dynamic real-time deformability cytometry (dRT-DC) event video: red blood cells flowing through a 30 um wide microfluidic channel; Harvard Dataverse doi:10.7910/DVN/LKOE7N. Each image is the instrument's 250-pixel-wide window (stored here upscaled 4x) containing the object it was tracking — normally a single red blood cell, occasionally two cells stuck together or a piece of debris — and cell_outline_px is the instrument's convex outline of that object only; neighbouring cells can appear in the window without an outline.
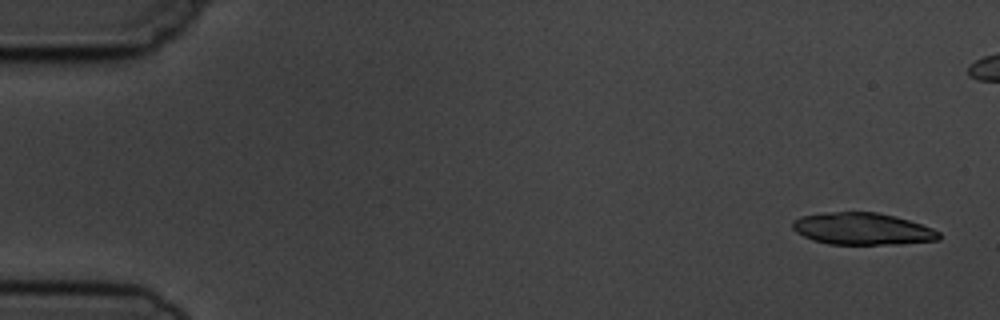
{"species": "common noctule bat (a hibernating species)", "species_latin": "Nyctalus noctula", "temperature_condition": "cold", "stored_images_in_passage": 6, "camera_frame_rate_fps": 3000, "um_per_image_px": 0.085, "animal": {"sex": "male", "body_mass_g": 19.5, "forearm_length_mm": 54.6}, "frame": {"image": 1, "passage_image": 1, "time_ms": 0.0, "image_size_px": [1000, 320], "cell_outline_px": [[940, 240], [900, 244], [828, 244], [812, 240], [796, 232], [792, 228], [792, 220], [800, 216], [824, 212], [876, 212], [896, 216], [932, 228], [940, 232]], "centroid_in_image_um": [73.28, 19.45], "position_along_channel_um": 11.7, "area_um2": 27.46}}
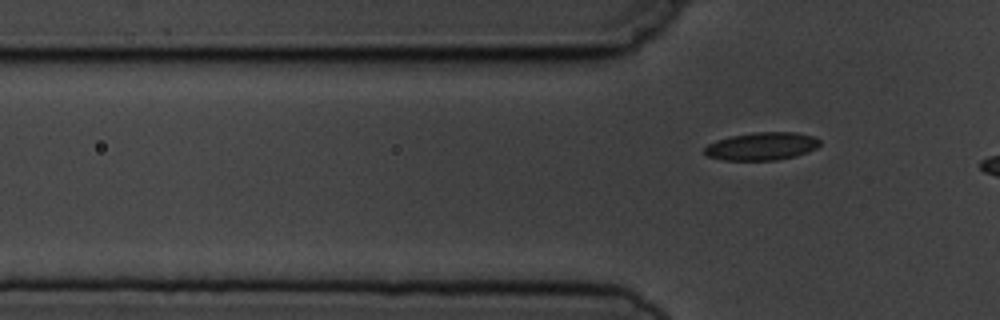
{"frame": {"image": 2, "passage_image": 6, "time_ms": 7.0, "image_size_px": [1000, 320], "cell_outline_px": [[820, 144], [816, 148], [808, 152], [796, 156], [776, 160], [724, 160], [708, 156], [704, 152], [704, 148], [708, 144], [716, 140], [732, 136], [752, 132], [796, 132], [812, 136], [820, 140]], "centroid_in_image_um": [64.75, 12.43], "position_along_channel_um": 61.0, "area_um2": 18.73}}